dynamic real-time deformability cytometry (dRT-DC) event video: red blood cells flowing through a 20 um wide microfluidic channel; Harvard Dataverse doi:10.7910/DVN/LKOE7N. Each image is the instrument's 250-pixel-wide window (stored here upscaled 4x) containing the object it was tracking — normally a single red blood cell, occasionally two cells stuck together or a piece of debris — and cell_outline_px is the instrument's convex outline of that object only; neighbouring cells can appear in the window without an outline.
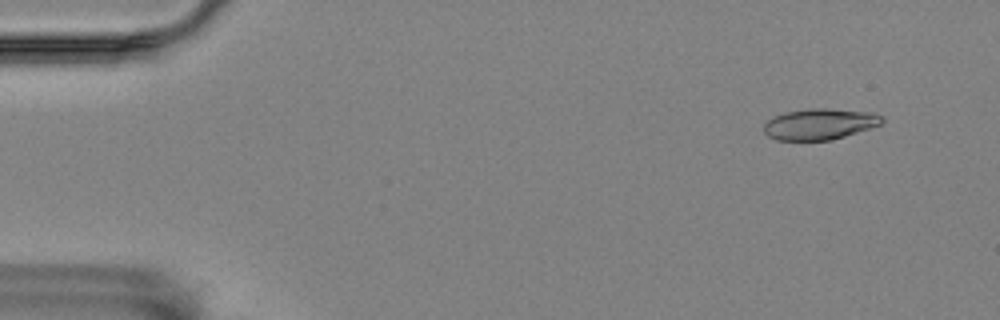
{"species": "Egyptian fruit bat (a non-hibernating species)", "species_latin": "Rousettus aegyptiacus", "temperature_condition": "room temperature", "stored_images_in_passage": 57, "camera_frame_rate_fps": 3000, "um_per_image_px": 0.085, "animal": {"sex": "female"}, "frame": {"image": 1, "passage_image": 5, "time_ms": 1.333, "image_size_px": [1000, 320], "cell_outline_px": [[884, 120], [880, 124], [832, 140], [776, 140], [768, 136], [764, 132], [764, 124], [768, 120], [784, 112], [808, 108], [828, 108], [872, 112], [884, 116]], "centroid_in_image_um": [69.66, 10.53], "position_along_channel_um": 15.3, "area_um2": 21.33}}
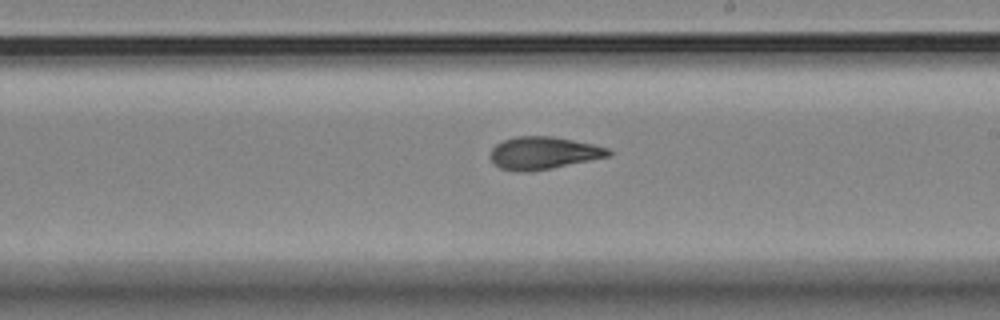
{"frame": {"image": 2, "passage_image": 33, "time_ms": 10.667, "image_size_px": [1000, 320], "cell_outline_px": [[612, 156], [532, 172], [520, 172], [500, 168], [492, 160], [492, 148], [496, 144], [504, 140], [516, 136], [552, 136], [592, 144], [608, 148], [612, 152]], "centroid_in_image_um": [46.22, 13.01], "position_along_channel_um": 242.8, "area_um2": 22.31}}
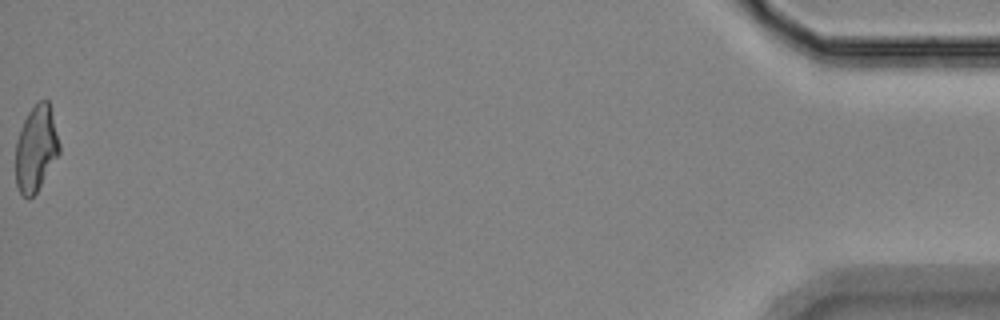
{"frame": {"image": 3, "passage_image": 57, "time_ms": 18.667, "image_size_px": [1000, 320], "cell_outline_px": [[60, 152], [36, 192], [28, 200], [20, 192], [16, 184], [16, 140], [20, 128], [28, 112], [40, 100], [48, 100], [60, 144]], "centroid_in_image_um": [3.05, 12.63], "position_along_channel_um": 432.1, "area_um2": 21.56}, "authors_computed_cell_mechanics": {"area_um2": 22.3108, "velocity_mm_per_s": 3.5531, "shape_relaxation_time_tau1_ms": 6.0889, "shape_relaxation_time_tau2_ms": 2.484, "deformation_change_tau1": 0.1761, "deformation_change_tau2": 0.101}}